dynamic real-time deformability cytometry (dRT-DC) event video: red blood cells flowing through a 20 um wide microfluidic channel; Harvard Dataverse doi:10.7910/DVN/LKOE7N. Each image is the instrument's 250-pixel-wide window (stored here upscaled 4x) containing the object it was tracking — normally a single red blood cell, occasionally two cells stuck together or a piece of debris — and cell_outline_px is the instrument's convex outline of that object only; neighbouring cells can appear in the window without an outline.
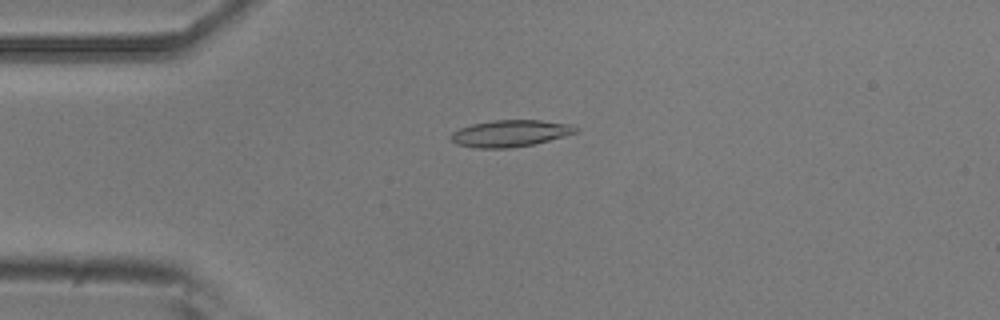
{"species": "common noctule bat (a hibernating species)", "species_latin": "Nyctalus noctula", "temperature_condition": "room temperature", "stored_images_in_passage": 9, "camera_frame_rate_fps": 3000, "um_per_image_px": 0.085, "animal": {"sex": "male", "body_mass_g": 20.5, "forearm_length_mm": 52.5}, "frame": {"image": 1, "passage_image": 4, "time_ms": 1.0, "image_size_px": [1000, 320], "cell_outline_px": [[580, 132], [532, 144], [512, 148], [476, 148], [456, 144], [448, 136], [452, 132], [460, 128], [472, 124], [492, 120], [540, 120], [568, 124], [580, 128]], "centroid_in_image_um": [43.36, 11.33], "position_along_channel_um": 41.6, "area_um2": 19.48}}
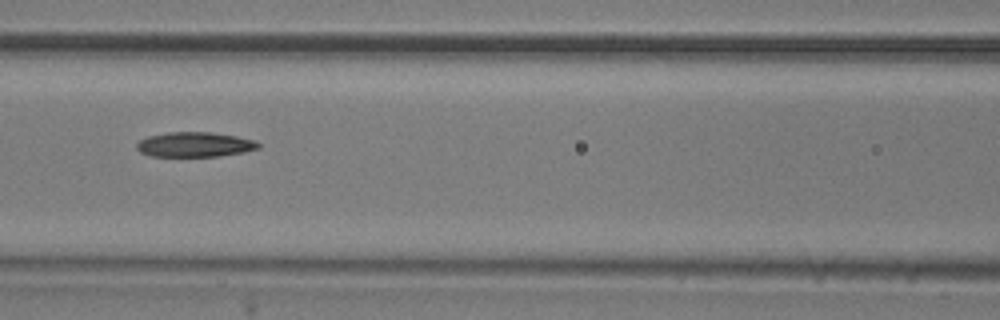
{"frame": {"image": 2, "passage_image": 7, "time_ms": 2.0, "image_size_px": [1000, 320], "cell_outline_px": [[260, 148], [244, 152], [220, 156], [152, 156], [140, 152], [136, 148], [136, 144], [140, 140], [148, 136], [168, 132], [212, 132], [236, 136], [256, 140], [260, 144]], "centroid_in_image_um": [16.58, 12.28], "position_along_channel_um": 150.0, "area_um2": 17.69}}
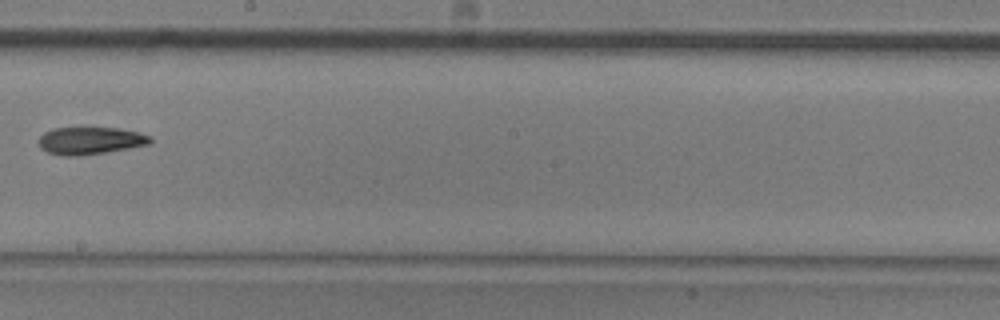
{"frame": {"image": 3, "passage_image": 9, "time_ms": 2.667, "image_size_px": [1000, 320], "cell_outline_px": [[152, 140], [148, 144], [128, 148], [104, 152], [76, 156], [60, 156], [48, 152], [40, 148], [40, 136], [44, 132], [52, 128], [120, 128], [140, 132], [152, 136]], "centroid_in_image_um": [7.67, 11.95], "position_along_channel_um": 240.5, "area_um2": 17.74}}